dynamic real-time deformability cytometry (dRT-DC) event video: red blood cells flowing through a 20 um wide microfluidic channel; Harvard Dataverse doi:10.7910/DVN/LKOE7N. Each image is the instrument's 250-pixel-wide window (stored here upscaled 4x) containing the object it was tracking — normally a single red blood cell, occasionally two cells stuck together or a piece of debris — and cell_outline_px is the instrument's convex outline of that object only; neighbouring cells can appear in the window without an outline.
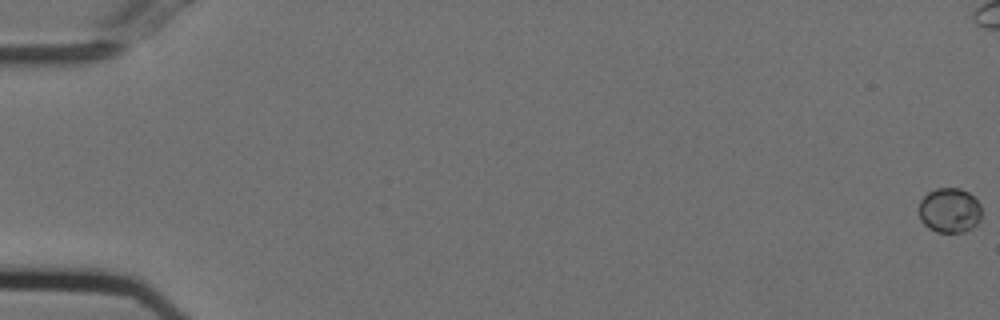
{"species": "Egyptian fruit bat (a non-hibernating species)", "species_latin": "Rousettus aegyptiacus", "temperature_condition": "cold", "stored_images_in_passage": 57, "camera_frame_rate_fps": 3000, "um_per_image_px": 0.085, "animal": {"sex": "female"}, "frame": {"image": 1, "passage_image": 1, "time_ms": 0.0, "image_size_px": [1000, 320], "cell_outline_px": [[980, 220], [972, 228], [964, 232], [936, 232], [928, 228], [920, 220], [920, 200], [928, 192], [936, 188], [960, 188], [968, 192], [980, 204]], "centroid_in_image_um": [80.7, 17.88], "position_along_channel_um": 4.3, "area_um2": 16.36}}
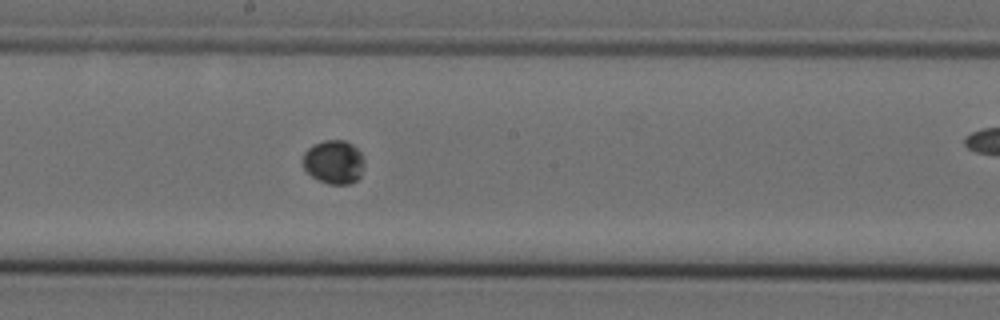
{"frame": {"image": 2, "passage_image": 32, "time_ms": 10.333, "image_size_px": [1000, 320], "cell_outline_px": [[364, 164], [360, 176], [352, 184], [328, 184], [312, 176], [304, 168], [304, 152], [312, 144], [324, 140], [344, 140], [352, 144], [364, 156]], "centroid_in_image_um": [28.4, 13.76], "position_along_channel_um": 219.8, "area_um2": 15.66}}
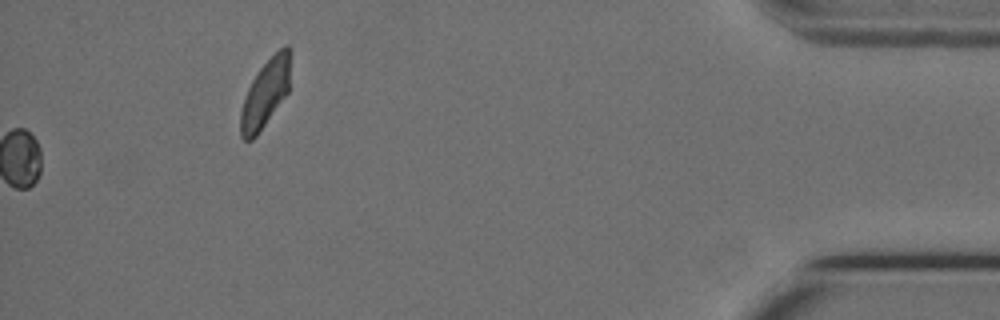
{"frame": {"image": 3, "passage_image": 57, "time_ms": 18.667, "image_size_px": [1000, 320], "cell_outline_px": [[292, 52], [288, 92], [256, 136], [252, 140], [244, 140], [240, 136], [240, 112], [244, 96], [252, 80], [260, 68], [284, 44], [288, 44], [292, 48]], "centroid_in_image_um": [22.57, 7.89], "position_along_channel_um": 412.6, "area_um2": 19.83}}